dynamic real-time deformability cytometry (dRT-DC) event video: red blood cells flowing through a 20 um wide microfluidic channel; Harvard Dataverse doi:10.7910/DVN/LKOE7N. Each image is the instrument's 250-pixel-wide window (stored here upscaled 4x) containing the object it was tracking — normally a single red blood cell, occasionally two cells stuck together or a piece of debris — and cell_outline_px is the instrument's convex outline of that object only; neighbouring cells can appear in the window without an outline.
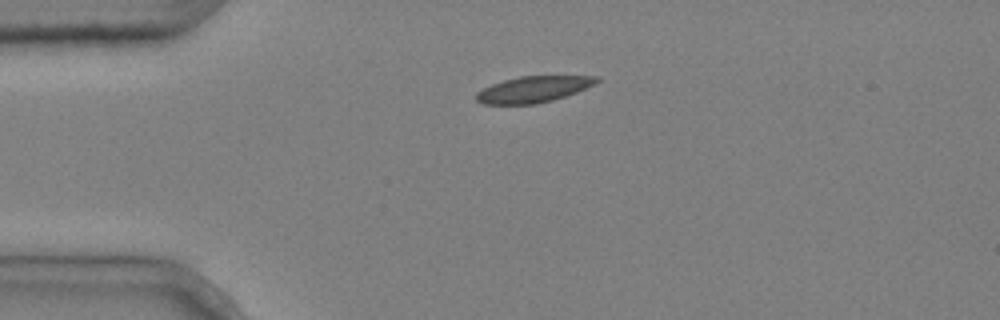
{"species": "common noctule bat (a hibernating species)", "species_latin": "Nyctalus noctula", "temperature_condition": "cold", "stored_images_in_passage": 1, "camera_frame_rate_fps": 3000, "um_per_image_px": 0.085, "animal": {"sex": "male", "body_mass_g": 20.4}, "frame": {"image": 1, "passage_image": 1, "time_ms": 0.0, "image_size_px": [1000, 320], "cell_outline_px": [[600, 80], [576, 92], [552, 100], [536, 104], [484, 104], [476, 100], [476, 92], [492, 84], [504, 80], [520, 76], [600, 76]], "centroid_in_image_um": [45.31, 7.59], "position_along_channel_um": 39.7, "area_um2": 18.09}}